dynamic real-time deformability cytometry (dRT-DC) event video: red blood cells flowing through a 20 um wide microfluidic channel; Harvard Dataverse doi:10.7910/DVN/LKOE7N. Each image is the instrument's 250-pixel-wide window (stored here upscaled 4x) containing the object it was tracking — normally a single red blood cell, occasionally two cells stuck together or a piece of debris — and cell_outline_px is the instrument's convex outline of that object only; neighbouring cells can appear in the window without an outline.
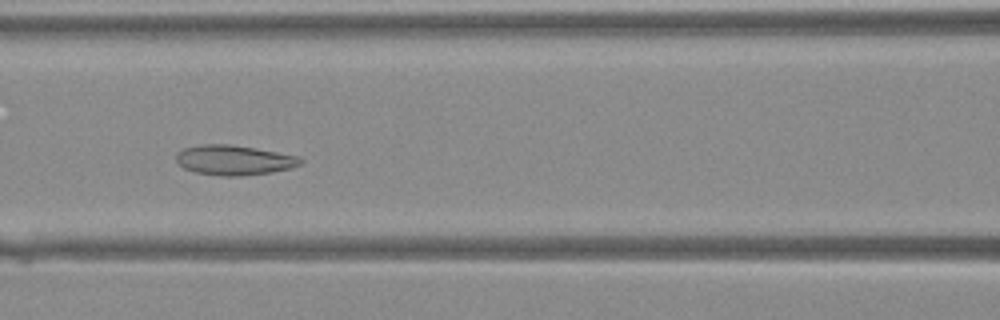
{"species": "Egyptian fruit bat (a non-hibernating species)", "species_latin": "Rousettus aegyptiacus", "temperature_condition": "warm", "stored_images_in_passage": 42, "camera_frame_rate_fps": 3000, "um_per_image_px": 0.085, "animal": {"sex": "female"}, "frame": {"image": 1, "passage_image": 19, "time_ms": 6.0, "image_size_px": [1000, 320], "cell_outline_px": [[304, 160], [300, 164], [288, 168], [272, 172], [240, 176], [220, 176], [196, 172], [184, 168], [176, 160], [176, 152], [184, 148], [200, 144], [232, 144], [256, 148], [300, 156]], "centroid_in_image_um": [19.89, 13.6], "position_along_channel_um": 146.7, "area_um2": 21.73}}
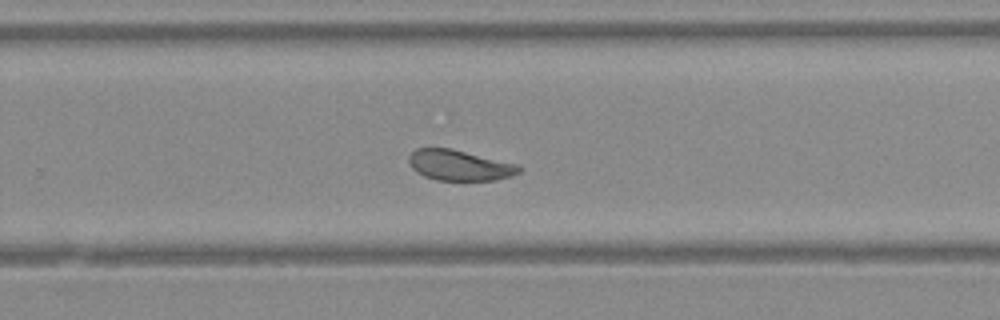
{"frame": {"image": 2, "passage_image": 28, "time_ms": 9.0, "image_size_px": [1000, 320], "cell_outline_px": [[524, 168], [520, 172], [512, 176], [496, 180], [436, 180], [424, 176], [416, 172], [408, 164], [408, 156], [416, 148], [452, 148], [520, 164]], "centroid_in_image_um": [39.09, 14.04], "position_along_channel_um": 290.7, "area_um2": 20.06}}
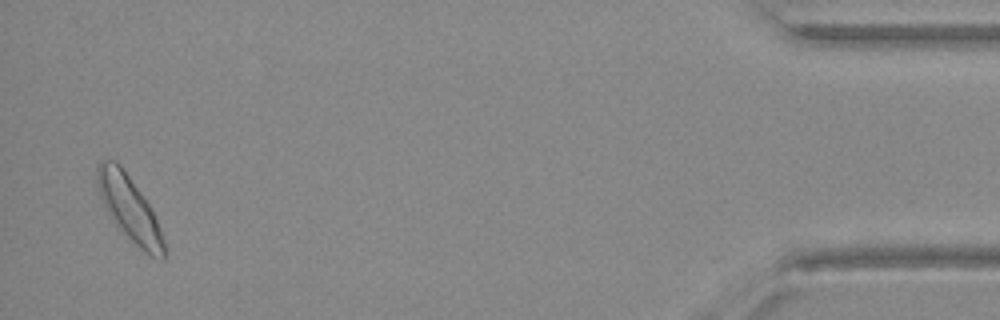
{"frame": {"image": 3, "passage_image": 41, "time_ms": 13.333, "image_size_px": [1000, 320], "cell_outline_px": [[164, 260], [152, 256], [144, 252], [116, 224], [104, 204], [100, 196], [96, 180], [96, 168], [100, 160], [116, 160], [120, 164], [140, 192], [148, 204], [156, 220], [164, 240]], "centroid_in_image_um": [10.97, 17.67], "position_along_channel_um": 424.2, "area_um2": 24.33}}